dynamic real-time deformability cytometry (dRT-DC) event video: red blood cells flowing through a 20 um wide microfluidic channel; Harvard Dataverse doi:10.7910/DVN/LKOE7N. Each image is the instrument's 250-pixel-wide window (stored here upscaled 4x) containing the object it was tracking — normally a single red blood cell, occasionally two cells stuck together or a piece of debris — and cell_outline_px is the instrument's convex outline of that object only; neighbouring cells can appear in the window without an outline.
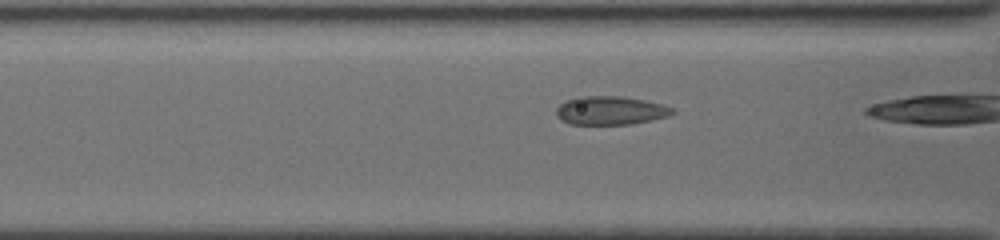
{"species": "common noctule bat (a hibernating species)", "species_latin": "Nyctalus noctula", "temperature_condition": "cold", "stored_images_in_passage": 6, "camera_frame_rate_fps": 3000, "um_per_image_px": 0.085, "animal": {"sex": "female", "body_mass_g": 19.5, "forearm_length_mm": 54.1}, "frame": {"image": 1, "passage_image": 5, "time_ms": 1.333, "image_size_px": [1000, 240], "cell_outline_px": [[676, 112], [664, 116], [632, 124], [572, 124], [564, 120], [556, 112], [556, 108], [560, 104], [568, 100], [580, 96], [624, 96], [644, 100], [660, 104], [672, 108]], "centroid_in_image_um": [51.88, 9.38], "position_along_channel_um": 114.7, "area_um2": 18.84}}